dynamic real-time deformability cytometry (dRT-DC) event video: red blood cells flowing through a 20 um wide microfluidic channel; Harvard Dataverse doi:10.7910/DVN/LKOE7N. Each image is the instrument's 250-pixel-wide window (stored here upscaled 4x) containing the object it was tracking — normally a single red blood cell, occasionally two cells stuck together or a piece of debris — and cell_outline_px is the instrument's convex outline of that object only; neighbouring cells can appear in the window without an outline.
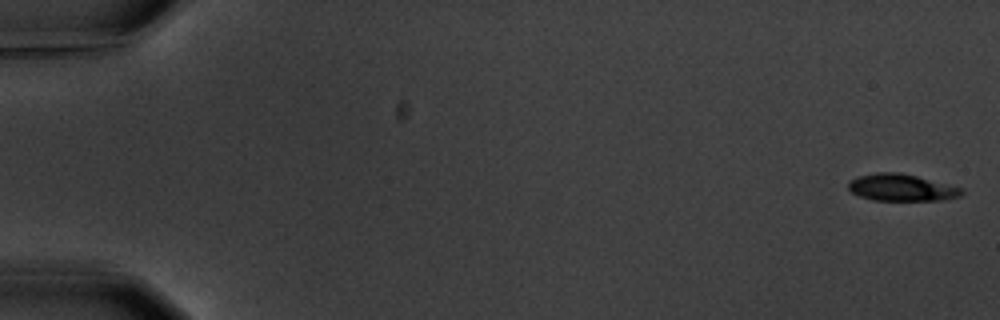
{"species": "common noctule bat (a hibernating species)", "species_latin": "Nyctalus noctula", "temperature_condition": "warm", "stored_images_in_passage": 5, "camera_frame_rate_fps": 3000, "um_per_image_px": 0.085, "animal": {"sex": "male", "body_mass_g": 20.1, "forearm_length_mm": 53.5}, "frame": {"image": 1, "passage_image": 1, "time_ms": 0.0, "image_size_px": [1000, 320], "cell_outline_px": [[964, 192], [960, 196], [944, 200], [872, 200], [860, 196], [852, 192], [848, 188], [848, 180], [856, 176], [876, 172], [900, 172], [964, 188]], "centroid_in_image_um": [76.61, 15.93], "position_along_channel_um": 8.4, "area_um2": 17.92}}
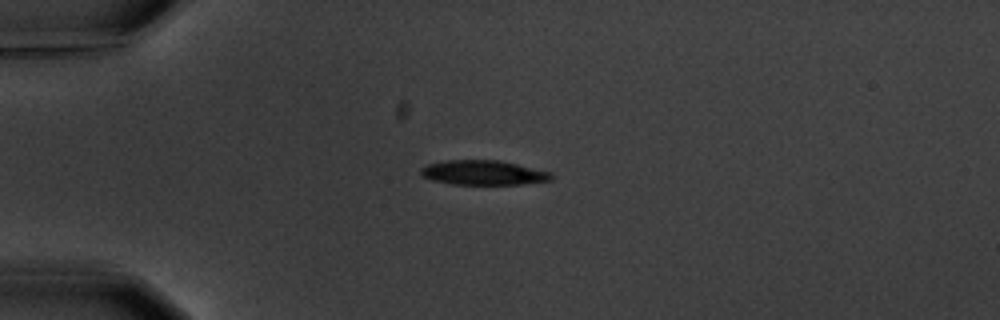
{"frame": {"image": 2, "passage_image": 4, "time_ms": 4.667, "image_size_px": [1000, 320], "cell_outline_px": [[556, 176], [552, 180], [524, 184], [452, 184], [432, 180], [420, 176], [420, 168], [428, 164], [444, 160], [500, 160], [552, 172]], "centroid_in_image_um": [41.1, 14.67], "position_along_channel_um": 43.9, "area_um2": 18.96}}